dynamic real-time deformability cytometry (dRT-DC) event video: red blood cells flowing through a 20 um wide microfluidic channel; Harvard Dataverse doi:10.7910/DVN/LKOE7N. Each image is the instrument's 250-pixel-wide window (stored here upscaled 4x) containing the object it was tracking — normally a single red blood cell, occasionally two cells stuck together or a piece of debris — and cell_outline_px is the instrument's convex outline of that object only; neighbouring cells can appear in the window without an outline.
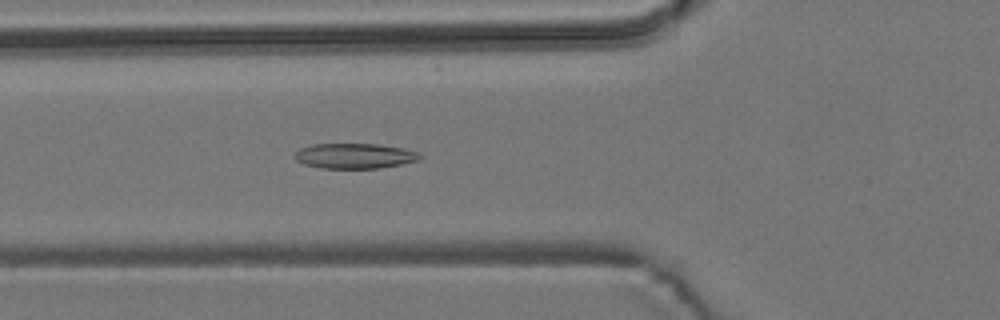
{"species": "common noctule bat (a hibernating species)", "species_latin": "Nyctalus noctula", "temperature_condition": "room temperature", "stored_images_in_passage": 6, "camera_frame_rate_fps": 3000, "um_per_image_px": 0.085, "animal": {"sex": "male", "body_mass_g": 19.2, "forearm_length_mm": 51.8}, "frame": {"image": 1, "passage_image": 6, "time_ms": 1.667, "image_size_px": [1000, 320], "cell_outline_px": [[424, 156], [420, 160], [380, 168], [320, 168], [304, 164], [296, 160], [292, 156], [300, 148], [312, 144], [376, 144], [404, 148], [416, 152]], "centroid_in_image_um": [30.13, 13.25], "position_along_channel_um": 95.7, "area_um2": 18.44}}